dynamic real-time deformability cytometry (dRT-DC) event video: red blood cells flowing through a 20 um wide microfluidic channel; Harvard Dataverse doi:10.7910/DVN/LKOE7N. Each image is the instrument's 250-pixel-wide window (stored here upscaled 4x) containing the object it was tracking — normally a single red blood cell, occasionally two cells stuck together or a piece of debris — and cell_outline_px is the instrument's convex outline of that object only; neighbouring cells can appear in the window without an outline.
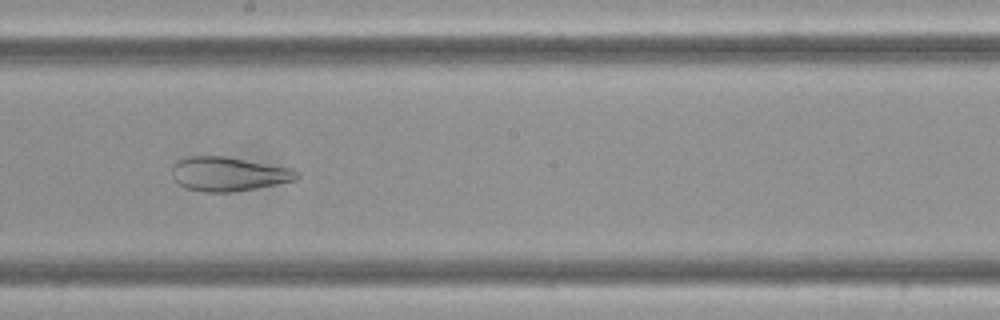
{"species": "Egyptian fruit bat (a non-hibernating species)", "species_latin": "Rousettus aegyptiacus", "temperature_condition": "cold", "stored_images_in_passage": 9, "camera_frame_rate_fps": 3000, "um_per_image_px": 0.085, "frame": {"image": 1, "passage_image": 8, "time_ms": 2.333, "image_size_px": [1000, 320], "cell_outline_px": [[300, 176], [296, 180], [256, 188], [228, 192], [204, 192], [184, 188], [172, 176], [172, 164], [188, 156], [224, 156], [292, 168], [300, 172]], "centroid_in_image_um": [19.43, 14.79], "position_along_channel_um": 228.8, "area_um2": 24.8}}